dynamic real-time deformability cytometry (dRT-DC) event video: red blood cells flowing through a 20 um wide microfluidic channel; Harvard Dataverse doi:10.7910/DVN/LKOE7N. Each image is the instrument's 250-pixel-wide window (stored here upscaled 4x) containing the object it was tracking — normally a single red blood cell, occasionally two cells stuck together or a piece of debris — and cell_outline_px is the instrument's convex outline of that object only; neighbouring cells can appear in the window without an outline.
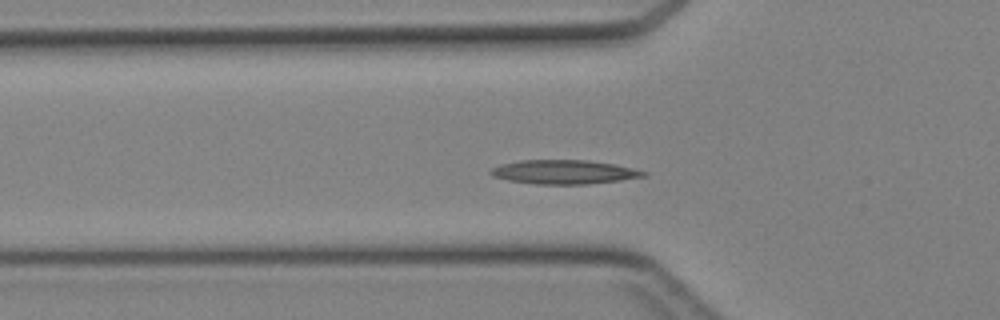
{"species": "Egyptian fruit bat (a non-hibernating species)", "species_latin": "Rousettus aegyptiacus", "temperature_condition": "cold", "stored_images_in_passage": 32, "camera_frame_rate_fps": 3000, "um_per_image_px": 0.085, "animal": {"sex": "female"}, "frame": {"image": 1, "passage_image": 2, "time_ms": 0.333, "image_size_px": [1000, 320], "cell_outline_px": [[648, 176], [620, 180], [588, 184], [536, 184], [508, 180], [492, 176], [488, 172], [492, 168], [500, 164], [520, 160], [588, 160], [616, 164], [648, 172]], "centroid_in_image_um": [47.95, 14.61], "position_along_channel_um": 77.9, "area_um2": 21.5}}
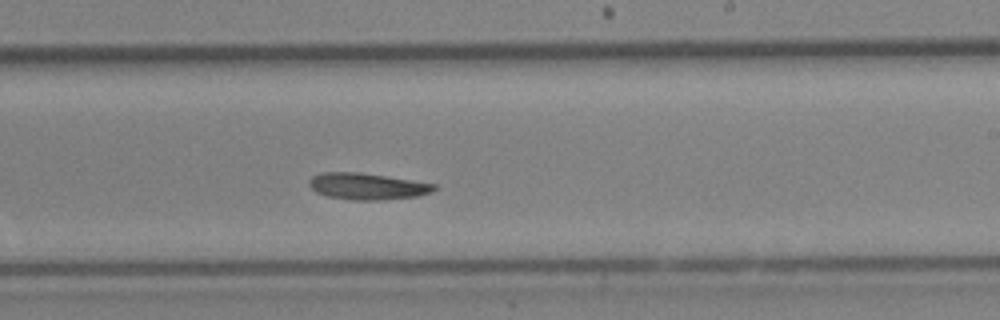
{"frame": {"image": 2, "passage_image": 14, "time_ms": 4.333, "image_size_px": [1000, 320], "cell_outline_px": [[436, 188], [432, 192], [416, 196], [384, 200], [352, 200], [328, 196], [316, 192], [308, 184], [308, 180], [312, 176], [320, 172], [360, 172], [436, 184]], "centroid_in_image_um": [31.18, 15.83], "position_along_channel_um": 257.8, "area_um2": 19.31}}
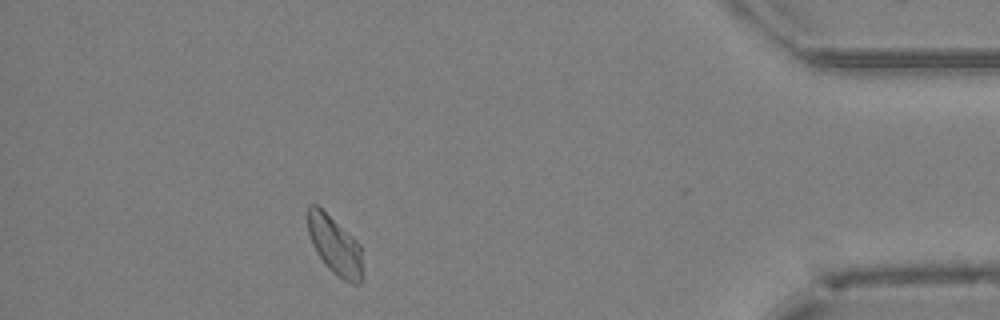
{"frame": {"image": 3, "passage_image": 27, "time_ms": 8.667, "image_size_px": [1000, 320], "cell_outline_px": [[364, 276], [360, 284], [352, 284], [336, 276], [324, 264], [316, 252], [312, 244], [308, 232], [308, 204], [316, 204], [352, 236], [360, 244], [364, 272]], "centroid_in_image_um": [28.49, 20.92], "position_along_channel_um": 406.7, "area_um2": 18.9}}